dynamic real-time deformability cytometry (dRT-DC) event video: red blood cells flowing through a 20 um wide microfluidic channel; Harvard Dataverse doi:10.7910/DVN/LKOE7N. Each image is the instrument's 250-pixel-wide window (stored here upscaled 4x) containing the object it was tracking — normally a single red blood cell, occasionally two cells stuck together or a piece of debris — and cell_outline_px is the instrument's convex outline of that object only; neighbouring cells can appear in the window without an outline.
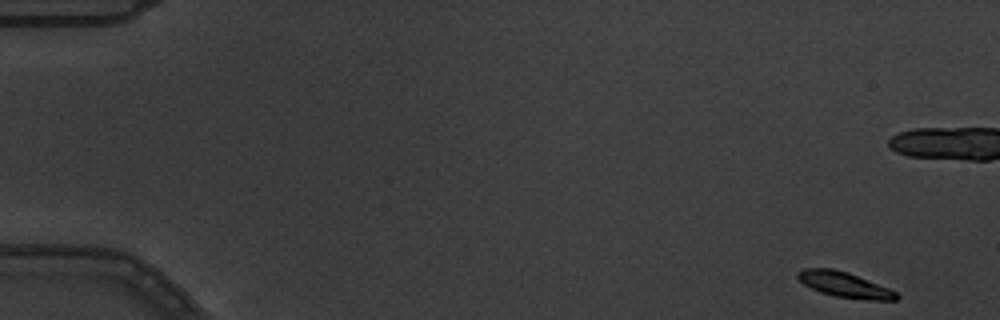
{"species": "common noctule bat (a hibernating species)", "species_latin": "Nyctalus noctula", "temperature_condition": "warm", "stored_images_in_passage": 12, "camera_frame_rate_fps": 3000, "um_per_image_px": 0.085, "animal": {"sex": "male", "body_mass_g": 19.5, "forearm_length_mm": 54.6}, "frame": {"image": 1, "passage_image": 1, "time_ms": 0.0, "image_size_px": [1000, 320], "cell_outline_px": [[900, 296], [896, 300], [868, 300], [832, 296], [820, 292], [804, 284], [796, 276], [796, 272], [804, 268], [832, 268], [848, 272], [888, 288], [896, 292]], "centroid_in_image_um": [71.77, 24.2], "position_along_channel_um": 13.2, "area_um2": 14.57}}